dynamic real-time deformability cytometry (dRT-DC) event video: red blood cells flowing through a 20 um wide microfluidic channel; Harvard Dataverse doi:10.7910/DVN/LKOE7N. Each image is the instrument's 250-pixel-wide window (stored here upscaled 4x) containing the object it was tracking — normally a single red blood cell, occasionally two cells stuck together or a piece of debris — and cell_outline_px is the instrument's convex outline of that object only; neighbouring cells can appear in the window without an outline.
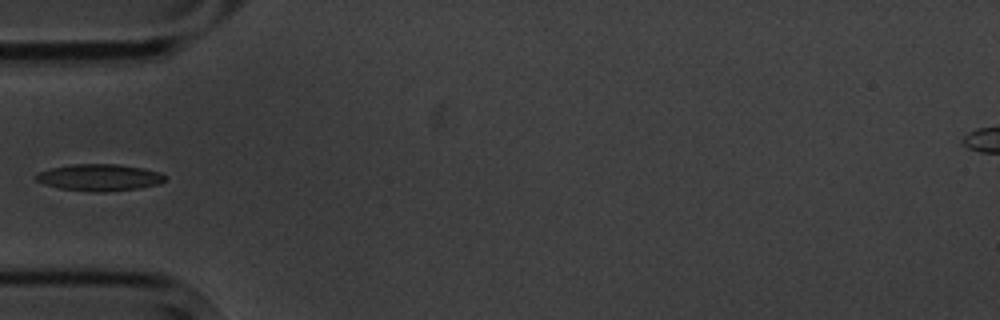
{"species": "common noctule bat (a hibernating species)", "species_latin": "Nyctalus noctula", "temperature_condition": "cold", "stored_images_in_passage": 15, "camera_frame_rate_fps": 3000, "um_per_image_px": 0.085, "animal": {"sex": "male", "body_mass_g": 20.1, "forearm_length_mm": 53.5}, "frame": {"image": 1, "passage_image": 5, "time_ms": 5.667, "image_size_px": [1000, 320], "cell_outline_px": [[164, 180], [160, 184], [140, 188], [104, 192], [92, 192], [60, 188], [44, 184], [36, 180], [36, 172], [52, 168], [72, 164], [120, 164], [144, 168], [160, 172], [164, 176]], "centroid_in_image_um": [8.46, 15.08], "position_along_channel_um": 76.5, "area_um2": 20.17}}
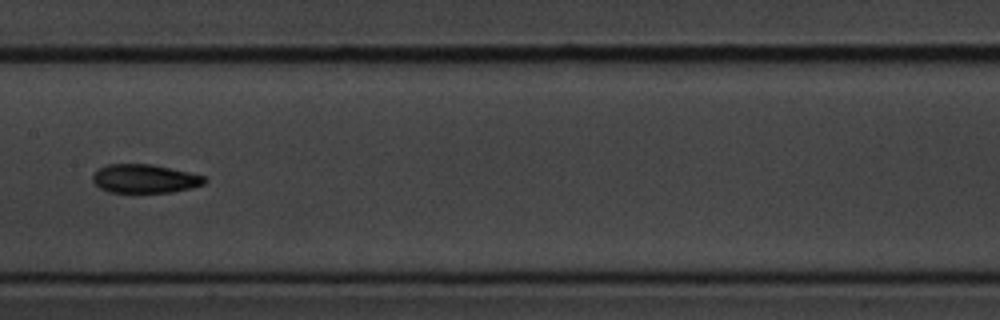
{"frame": {"image": 2, "passage_image": 8, "time_ms": 9.0, "image_size_px": [1000, 320], "cell_outline_px": [[208, 180], [204, 184], [192, 188], [172, 192], [108, 192], [100, 188], [92, 180], [92, 176], [100, 168], [108, 164], [152, 164], [188, 172], [204, 176]], "centroid_in_image_um": [12.32, 15.19], "position_along_channel_um": 195.1, "area_um2": 18.61}}
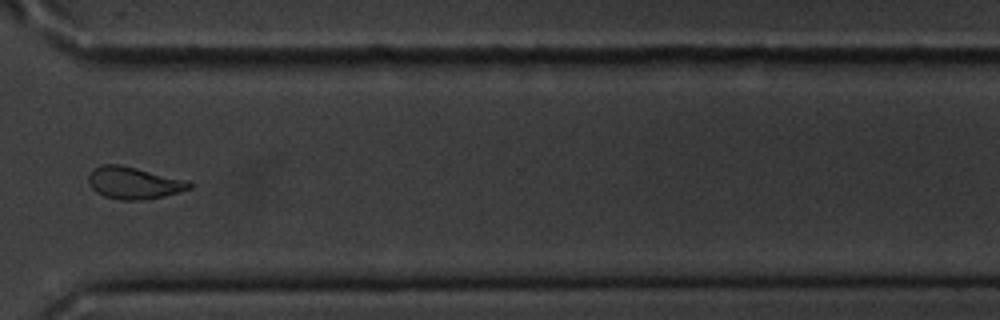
{"frame": {"image": 3, "passage_image": 12, "time_ms": 13.667, "image_size_px": [1000, 320], "cell_outline_px": [[192, 188], [180, 192], [164, 196], [144, 200], [120, 200], [104, 196], [96, 192], [92, 188], [88, 180], [88, 176], [92, 168], [104, 164], [120, 164], [188, 180], [192, 184]], "centroid_in_image_um": [11.38, 15.55], "position_along_channel_um": 359.2, "area_um2": 19.02}, "authors_computed_cell_mechanics": {"area_um2": 19.652, "velocity_mm_per_s": 3.5325, "shape_relaxation_time_tau1_ms": null, "shape_relaxation_time_tau2_ms": 3.5715, "deformation_change_tau1": null, "deformation_change_tau2": 0.1036}}